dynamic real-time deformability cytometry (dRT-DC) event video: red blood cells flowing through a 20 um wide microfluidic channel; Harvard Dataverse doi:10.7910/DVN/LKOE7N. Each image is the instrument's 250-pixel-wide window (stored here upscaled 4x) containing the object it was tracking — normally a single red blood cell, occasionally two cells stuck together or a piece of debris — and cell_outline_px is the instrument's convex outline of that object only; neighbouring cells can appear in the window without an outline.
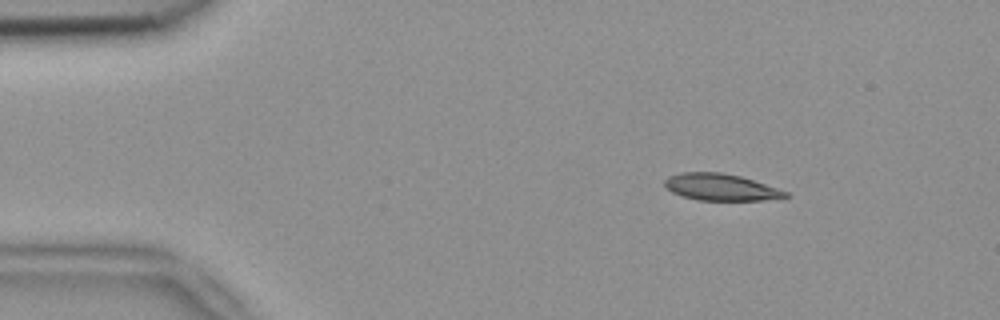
{"species": "common noctule bat (a hibernating species)", "species_latin": "Nyctalus noctula", "temperature_condition": "room temperature", "stored_images_in_passage": 4, "camera_frame_rate_fps": 3000, "um_per_image_px": 0.085, "animal": {"sex": "female", "body_mass_g": 18.4}, "frame": {"image": 1, "passage_image": 2, "time_ms": 0.333, "image_size_px": [1000, 320], "cell_outline_px": [[788, 196], [764, 200], [696, 200], [672, 192], [664, 184], [664, 180], [668, 176], [680, 172], [720, 172], [740, 176], [788, 192]], "centroid_in_image_um": [61.21, 15.9], "position_along_channel_um": 23.8, "area_um2": 18.55}}